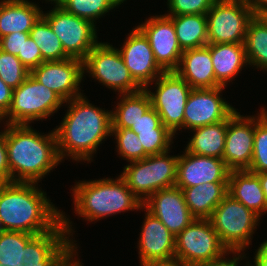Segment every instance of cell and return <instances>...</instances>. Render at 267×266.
<instances>
[{
	"instance_id": "6da1fadb",
	"label": "cell",
	"mask_w": 267,
	"mask_h": 266,
	"mask_svg": "<svg viewBox=\"0 0 267 266\" xmlns=\"http://www.w3.org/2000/svg\"><path fill=\"white\" fill-rule=\"evenodd\" d=\"M65 103L69 109L54 128L59 158L91 163L98 146L111 136L112 111L95 107L84 94Z\"/></svg>"
},
{
	"instance_id": "7a4b0ae2",
	"label": "cell",
	"mask_w": 267,
	"mask_h": 266,
	"mask_svg": "<svg viewBox=\"0 0 267 266\" xmlns=\"http://www.w3.org/2000/svg\"><path fill=\"white\" fill-rule=\"evenodd\" d=\"M38 185L8 182L0 187V224L4 231L39 235L52 231L62 221V211Z\"/></svg>"
},
{
	"instance_id": "3957f363",
	"label": "cell",
	"mask_w": 267,
	"mask_h": 266,
	"mask_svg": "<svg viewBox=\"0 0 267 266\" xmlns=\"http://www.w3.org/2000/svg\"><path fill=\"white\" fill-rule=\"evenodd\" d=\"M4 126L10 182L38 183L61 162L54 130L44 135L31 125Z\"/></svg>"
},
{
	"instance_id": "277c9868",
	"label": "cell",
	"mask_w": 267,
	"mask_h": 266,
	"mask_svg": "<svg viewBox=\"0 0 267 266\" xmlns=\"http://www.w3.org/2000/svg\"><path fill=\"white\" fill-rule=\"evenodd\" d=\"M71 190L76 214L89 222L143 209V203L119 175L115 179L79 181Z\"/></svg>"
},
{
	"instance_id": "5b68a950",
	"label": "cell",
	"mask_w": 267,
	"mask_h": 266,
	"mask_svg": "<svg viewBox=\"0 0 267 266\" xmlns=\"http://www.w3.org/2000/svg\"><path fill=\"white\" fill-rule=\"evenodd\" d=\"M168 153L170 151L132 161L119 175L142 203L156 191L175 186L179 155Z\"/></svg>"
},
{
	"instance_id": "8992f818",
	"label": "cell",
	"mask_w": 267,
	"mask_h": 266,
	"mask_svg": "<svg viewBox=\"0 0 267 266\" xmlns=\"http://www.w3.org/2000/svg\"><path fill=\"white\" fill-rule=\"evenodd\" d=\"M65 101L53 90L41 84L31 74L16 89L7 114L0 120L6 124L29 125L57 113ZM7 119L6 121H4Z\"/></svg>"
},
{
	"instance_id": "52a82bcc",
	"label": "cell",
	"mask_w": 267,
	"mask_h": 266,
	"mask_svg": "<svg viewBox=\"0 0 267 266\" xmlns=\"http://www.w3.org/2000/svg\"><path fill=\"white\" fill-rule=\"evenodd\" d=\"M220 242L228 250H245L251 245L260 216L227 194L209 218Z\"/></svg>"
},
{
	"instance_id": "ba28073f",
	"label": "cell",
	"mask_w": 267,
	"mask_h": 266,
	"mask_svg": "<svg viewBox=\"0 0 267 266\" xmlns=\"http://www.w3.org/2000/svg\"><path fill=\"white\" fill-rule=\"evenodd\" d=\"M254 16L250 0H215L206 14L208 43H244Z\"/></svg>"
},
{
	"instance_id": "9c48e42d",
	"label": "cell",
	"mask_w": 267,
	"mask_h": 266,
	"mask_svg": "<svg viewBox=\"0 0 267 266\" xmlns=\"http://www.w3.org/2000/svg\"><path fill=\"white\" fill-rule=\"evenodd\" d=\"M64 213L52 231L35 235L20 250L18 266H58L77 247L75 240L69 238L74 233L73 223Z\"/></svg>"
},
{
	"instance_id": "30bf717a",
	"label": "cell",
	"mask_w": 267,
	"mask_h": 266,
	"mask_svg": "<svg viewBox=\"0 0 267 266\" xmlns=\"http://www.w3.org/2000/svg\"><path fill=\"white\" fill-rule=\"evenodd\" d=\"M83 71L107 88L118 92V95L142 90L130 75L118 48L108 42H99L89 52L83 61Z\"/></svg>"
},
{
	"instance_id": "8fae6325",
	"label": "cell",
	"mask_w": 267,
	"mask_h": 266,
	"mask_svg": "<svg viewBox=\"0 0 267 266\" xmlns=\"http://www.w3.org/2000/svg\"><path fill=\"white\" fill-rule=\"evenodd\" d=\"M42 16L47 20L53 32L61 40L65 53L70 58L84 61L89 52L100 42L96 25L54 5L52 10Z\"/></svg>"
},
{
	"instance_id": "7c38bea8",
	"label": "cell",
	"mask_w": 267,
	"mask_h": 266,
	"mask_svg": "<svg viewBox=\"0 0 267 266\" xmlns=\"http://www.w3.org/2000/svg\"><path fill=\"white\" fill-rule=\"evenodd\" d=\"M227 250L210 219H194L175 237V257L184 266L209 262Z\"/></svg>"
},
{
	"instance_id": "4fadbf2b",
	"label": "cell",
	"mask_w": 267,
	"mask_h": 266,
	"mask_svg": "<svg viewBox=\"0 0 267 266\" xmlns=\"http://www.w3.org/2000/svg\"><path fill=\"white\" fill-rule=\"evenodd\" d=\"M153 83L155 92L145 88L151 106L159 114L161 122L175 135L178 130H183L184 109L192 88L175 71L162 73Z\"/></svg>"
},
{
	"instance_id": "5bb4252c",
	"label": "cell",
	"mask_w": 267,
	"mask_h": 266,
	"mask_svg": "<svg viewBox=\"0 0 267 266\" xmlns=\"http://www.w3.org/2000/svg\"><path fill=\"white\" fill-rule=\"evenodd\" d=\"M224 86L192 89L185 105L183 129L193 130L228 119L235 111L222 98Z\"/></svg>"
},
{
	"instance_id": "9a60e30c",
	"label": "cell",
	"mask_w": 267,
	"mask_h": 266,
	"mask_svg": "<svg viewBox=\"0 0 267 266\" xmlns=\"http://www.w3.org/2000/svg\"><path fill=\"white\" fill-rule=\"evenodd\" d=\"M137 28L145 35L158 65L165 71H175L183 53L173 21L164 15L150 16Z\"/></svg>"
},
{
	"instance_id": "2e32d148",
	"label": "cell",
	"mask_w": 267,
	"mask_h": 266,
	"mask_svg": "<svg viewBox=\"0 0 267 266\" xmlns=\"http://www.w3.org/2000/svg\"><path fill=\"white\" fill-rule=\"evenodd\" d=\"M30 74L56 92L65 102L83 95L79 86L85 75L83 61L79 59L43 62Z\"/></svg>"
},
{
	"instance_id": "e0dca14e",
	"label": "cell",
	"mask_w": 267,
	"mask_h": 266,
	"mask_svg": "<svg viewBox=\"0 0 267 266\" xmlns=\"http://www.w3.org/2000/svg\"><path fill=\"white\" fill-rule=\"evenodd\" d=\"M254 147V116H243L237 110L227 119L223 160L232 170H248Z\"/></svg>"
},
{
	"instance_id": "ac0fdd59",
	"label": "cell",
	"mask_w": 267,
	"mask_h": 266,
	"mask_svg": "<svg viewBox=\"0 0 267 266\" xmlns=\"http://www.w3.org/2000/svg\"><path fill=\"white\" fill-rule=\"evenodd\" d=\"M120 51L135 82L145 89L165 71L158 65L145 35L136 27L128 33Z\"/></svg>"
},
{
	"instance_id": "d6986e66",
	"label": "cell",
	"mask_w": 267,
	"mask_h": 266,
	"mask_svg": "<svg viewBox=\"0 0 267 266\" xmlns=\"http://www.w3.org/2000/svg\"><path fill=\"white\" fill-rule=\"evenodd\" d=\"M143 209L158 218L175 236L196 219L188 209L183 191L177 186L153 193L143 203Z\"/></svg>"
},
{
	"instance_id": "ffe728a7",
	"label": "cell",
	"mask_w": 267,
	"mask_h": 266,
	"mask_svg": "<svg viewBox=\"0 0 267 266\" xmlns=\"http://www.w3.org/2000/svg\"><path fill=\"white\" fill-rule=\"evenodd\" d=\"M179 155L175 186L188 188L205 183H228L230 170L223 159L188 152Z\"/></svg>"
},
{
	"instance_id": "44dd1931",
	"label": "cell",
	"mask_w": 267,
	"mask_h": 266,
	"mask_svg": "<svg viewBox=\"0 0 267 266\" xmlns=\"http://www.w3.org/2000/svg\"><path fill=\"white\" fill-rule=\"evenodd\" d=\"M138 241L140 263L175 257V235L155 216L145 209Z\"/></svg>"
},
{
	"instance_id": "7402d4cb",
	"label": "cell",
	"mask_w": 267,
	"mask_h": 266,
	"mask_svg": "<svg viewBox=\"0 0 267 266\" xmlns=\"http://www.w3.org/2000/svg\"><path fill=\"white\" fill-rule=\"evenodd\" d=\"M175 72L192 89L216 88L221 86L215 78L212 65L210 43L206 46L184 50Z\"/></svg>"
},
{
	"instance_id": "603a6c76",
	"label": "cell",
	"mask_w": 267,
	"mask_h": 266,
	"mask_svg": "<svg viewBox=\"0 0 267 266\" xmlns=\"http://www.w3.org/2000/svg\"><path fill=\"white\" fill-rule=\"evenodd\" d=\"M41 9L28 0H1L0 38L13 32L29 33L42 15Z\"/></svg>"
},
{
	"instance_id": "cb8c5ba5",
	"label": "cell",
	"mask_w": 267,
	"mask_h": 266,
	"mask_svg": "<svg viewBox=\"0 0 267 266\" xmlns=\"http://www.w3.org/2000/svg\"><path fill=\"white\" fill-rule=\"evenodd\" d=\"M228 194L262 217L267 201L259 177L248 170H232L228 178Z\"/></svg>"
},
{
	"instance_id": "d4e9b609",
	"label": "cell",
	"mask_w": 267,
	"mask_h": 266,
	"mask_svg": "<svg viewBox=\"0 0 267 266\" xmlns=\"http://www.w3.org/2000/svg\"><path fill=\"white\" fill-rule=\"evenodd\" d=\"M210 53L216 81L224 87L249 65L244 43H210Z\"/></svg>"
},
{
	"instance_id": "484cf974",
	"label": "cell",
	"mask_w": 267,
	"mask_h": 266,
	"mask_svg": "<svg viewBox=\"0 0 267 266\" xmlns=\"http://www.w3.org/2000/svg\"><path fill=\"white\" fill-rule=\"evenodd\" d=\"M180 189L191 214L196 219H209L228 194V183H205Z\"/></svg>"
},
{
	"instance_id": "4316f807",
	"label": "cell",
	"mask_w": 267,
	"mask_h": 266,
	"mask_svg": "<svg viewBox=\"0 0 267 266\" xmlns=\"http://www.w3.org/2000/svg\"><path fill=\"white\" fill-rule=\"evenodd\" d=\"M191 132H194L193 136L185 148L188 152L199 156L223 158L227 119L195 128Z\"/></svg>"
},
{
	"instance_id": "83f0119b",
	"label": "cell",
	"mask_w": 267,
	"mask_h": 266,
	"mask_svg": "<svg viewBox=\"0 0 267 266\" xmlns=\"http://www.w3.org/2000/svg\"><path fill=\"white\" fill-rule=\"evenodd\" d=\"M166 16L173 21L175 33L182 51L203 47L208 44L206 14Z\"/></svg>"
},
{
	"instance_id": "f1b7e54d",
	"label": "cell",
	"mask_w": 267,
	"mask_h": 266,
	"mask_svg": "<svg viewBox=\"0 0 267 266\" xmlns=\"http://www.w3.org/2000/svg\"><path fill=\"white\" fill-rule=\"evenodd\" d=\"M119 102L112 111V128H130L151 107L145 89L132 94H119ZM121 98V99H120Z\"/></svg>"
},
{
	"instance_id": "f546056e",
	"label": "cell",
	"mask_w": 267,
	"mask_h": 266,
	"mask_svg": "<svg viewBox=\"0 0 267 266\" xmlns=\"http://www.w3.org/2000/svg\"><path fill=\"white\" fill-rule=\"evenodd\" d=\"M248 64L267 71V19L256 17L250 21L245 36Z\"/></svg>"
},
{
	"instance_id": "4dcf8cb0",
	"label": "cell",
	"mask_w": 267,
	"mask_h": 266,
	"mask_svg": "<svg viewBox=\"0 0 267 266\" xmlns=\"http://www.w3.org/2000/svg\"><path fill=\"white\" fill-rule=\"evenodd\" d=\"M29 36L39 47L44 62L62 61L70 58L65 53L61 40L42 15L33 25Z\"/></svg>"
},
{
	"instance_id": "1f68e13d",
	"label": "cell",
	"mask_w": 267,
	"mask_h": 266,
	"mask_svg": "<svg viewBox=\"0 0 267 266\" xmlns=\"http://www.w3.org/2000/svg\"><path fill=\"white\" fill-rule=\"evenodd\" d=\"M122 4L120 0H62L58 5L65 11L92 22Z\"/></svg>"
},
{
	"instance_id": "d6a6232c",
	"label": "cell",
	"mask_w": 267,
	"mask_h": 266,
	"mask_svg": "<svg viewBox=\"0 0 267 266\" xmlns=\"http://www.w3.org/2000/svg\"><path fill=\"white\" fill-rule=\"evenodd\" d=\"M248 171L267 172V112L264 107L254 116V147Z\"/></svg>"
},
{
	"instance_id": "836d02e7",
	"label": "cell",
	"mask_w": 267,
	"mask_h": 266,
	"mask_svg": "<svg viewBox=\"0 0 267 266\" xmlns=\"http://www.w3.org/2000/svg\"><path fill=\"white\" fill-rule=\"evenodd\" d=\"M35 235L20 231L0 233V263L2 266H18L19 253Z\"/></svg>"
},
{
	"instance_id": "e575fe53",
	"label": "cell",
	"mask_w": 267,
	"mask_h": 266,
	"mask_svg": "<svg viewBox=\"0 0 267 266\" xmlns=\"http://www.w3.org/2000/svg\"><path fill=\"white\" fill-rule=\"evenodd\" d=\"M111 135L116 140V151L127 162L148 157L137 134L129 128H112Z\"/></svg>"
},
{
	"instance_id": "d590c367",
	"label": "cell",
	"mask_w": 267,
	"mask_h": 266,
	"mask_svg": "<svg viewBox=\"0 0 267 266\" xmlns=\"http://www.w3.org/2000/svg\"><path fill=\"white\" fill-rule=\"evenodd\" d=\"M137 136L148 156L170 151L173 138H175V135L163 123L153 131L138 132Z\"/></svg>"
},
{
	"instance_id": "8d00e7d4",
	"label": "cell",
	"mask_w": 267,
	"mask_h": 266,
	"mask_svg": "<svg viewBox=\"0 0 267 266\" xmlns=\"http://www.w3.org/2000/svg\"><path fill=\"white\" fill-rule=\"evenodd\" d=\"M30 71L21 63L17 56L0 49V79L10 88L16 89L22 84Z\"/></svg>"
},
{
	"instance_id": "74e56055",
	"label": "cell",
	"mask_w": 267,
	"mask_h": 266,
	"mask_svg": "<svg viewBox=\"0 0 267 266\" xmlns=\"http://www.w3.org/2000/svg\"><path fill=\"white\" fill-rule=\"evenodd\" d=\"M215 0H167L168 14L165 15H190L207 14ZM170 12V13H169Z\"/></svg>"
},
{
	"instance_id": "f35d334b",
	"label": "cell",
	"mask_w": 267,
	"mask_h": 266,
	"mask_svg": "<svg viewBox=\"0 0 267 266\" xmlns=\"http://www.w3.org/2000/svg\"><path fill=\"white\" fill-rule=\"evenodd\" d=\"M17 57L30 72L44 62L39 47L30 36L23 42L22 54Z\"/></svg>"
},
{
	"instance_id": "ab89813d",
	"label": "cell",
	"mask_w": 267,
	"mask_h": 266,
	"mask_svg": "<svg viewBox=\"0 0 267 266\" xmlns=\"http://www.w3.org/2000/svg\"><path fill=\"white\" fill-rule=\"evenodd\" d=\"M29 37V33L13 32L0 38V49L6 53L18 56L22 54L23 42Z\"/></svg>"
},
{
	"instance_id": "60d3db41",
	"label": "cell",
	"mask_w": 267,
	"mask_h": 266,
	"mask_svg": "<svg viewBox=\"0 0 267 266\" xmlns=\"http://www.w3.org/2000/svg\"><path fill=\"white\" fill-rule=\"evenodd\" d=\"M161 123L159 114L151 106L129 129L137 134L138 132L153 131V129L157 128Z\"/></svg>"
},
{
	"instance_id": "b9f144b4",
	"label": "cell",
	"mask_w": 267,
	"mask_h": 266,
	"mask_svg": "<svg viewBox=\"0 0 267 266\" xmlns=\"http://www.w3.org/2000/svg\"><path fill=\"white\" fill-rule=\"evenodd\" d=\"M231 253L234 255L232 259L231 258L229 259L228 257H226ZM245 256L246 254L244 250H227L220 257L212 259L209 262L202 263L198 266H239V262L242 259H245L246 258ZM250 265L251 263L248 261V263L245 266H250Z\"/></svg>"
},
{
	"instance_id": "7bdbcfd3",
	"label": "cell",
	"mask_w": 267,
	"mask_h": 266,
	"mask_svg": "<svg viewBox=\"0 0 267 266\" xmlns=\"http://www.w3.org/2000/svg\"><path fill=\"white\" fill-rule=\"evenodd\" d=\"M0 174L10 182V170L6 145V128L0 132Z\"/></svg>"
},
{
	"instance_id": "ee69618b",
	"label": "cell",
	"mask_w": 267,
	"mask_h": 266,
	"mask_svg": "<svg viewBox=\"0 0 267 266\" xmlns=\"http://www.w3.org/2000/svg\"><path fill=\"white\" fill-rule=\"evenodd\" d=\"M13 89L0 79V120L7 114L12 103Z\"/></svg>"
},
{
	"instance_id": "f6af8a7d",
	"label": "cell",
	"mask_w": 267,
	"mask_h": 266,
	"mask_svg": "<svg viewBox=\"0 0 267 266\" xmlns=\"http://www.w3.org/2000/svg\"><path fill=\"white\" fill-rule=\"evenodd\" d=\"M255 253L254 264L250 266H267V240L262 242Z\"/></svg>"
},
{
	"instance_id": "bcb514c9",
	"label": "cell",
	"mask_w": 267,
	"mask_h": 266,
	"mask_svg": "<svg viewBox=\"0 0 267 266\" xmlns=\"http://www.w3.org/2000/svg\"><path fill=\"white\" fill-rule=\"evenodd\" d=\"M141 266H184L176 257L170 259L150 260L140 264Z\"/></svg>"
},
{
	"instance_id": "7dc6e473",
	"label": "cell",
	"mask_w": 267,
	"mask_h": 266,
	"mask_svg": "<svg viewBox=\"0 0 267 266\" xmlns=\"http://www.w3.org/2000/svg\"><path fill=\"white\" fill-rule=\"evenodd\" d=\"M250 2L256 17L267 16V0H250Z\"/></svg>"
},
{
	"instance_id": "c3c4849f",
	"label": "cell",
	"mask_w": 267,
	"mask_h": 266,
	"mask_svg": "<svg viewBox=\"0 0 267 266\" xmlns=\"http://www.w3.org/2000/svg\"><path fill=\"white\" fill-rule=\"evenodd\" d=\"M78 247H76L64 260H63V266H84L81 264L80 259H76V255L78 256L77 250Z\"/></svg>"
},
{
	"instance_id": "681fc988",
	"label": "cell",
	"mask_w": 267,
	"mask_h": 266,
	"mask_svg": "<svg viewBox=\"0 0 267 266\" xmlns=\"http://www.w3.org/2000/svg\"><path fill=\"white\" fill-rule=\"evenodd\" d=\"M256 175L259 177L261 188L265 194V198L267 201V172L256 173Z\"/></svg>"
},
{
	"instance_id": "f907efd6",
	"label": "cell",
	"mask_w": 267,
	"mask_h": 266,
	"mask_svg": "<svg viewBox=\"0 0 267 266\" xmlns=\"http://www.w3.org/2000/svg\"><path fill=\"white\" fill-rule=\"evenodd\" d=\"M8 181L0 174V187L6 185Z\"/></svg>"
},
{
	"instance_id": "816d5d0a",
	"label": "cell",
	"mask_w": 267,
	"mask_h": 266,
	"mask_svg": "<svg viewBox=\"0 0 267 266\" xmlns=\"http://www.w3.org/2000/svg\"><path fill=\"white\" fill-rule=\"evenodd\" d=\"M47 2L49 1H51V3L54 5V3H55V5H58L62 0H46Z\"/></svg>"
},
{
	"instance_id": "f5cc1de1",
	"label": "cell",
	"mask_w": 267,
	"mask_h": 266,
	"mask_svg": "<svg viewBox=\"0 0 267 266\" xmlns=\"http://www.w3.org/2000/svg\"><path fill=\"white\" fill-rule=\"evenodd\" d=\"M3 231V229H2V226H1V224H0V233Z\"/></svg>"
}]
</instances>
